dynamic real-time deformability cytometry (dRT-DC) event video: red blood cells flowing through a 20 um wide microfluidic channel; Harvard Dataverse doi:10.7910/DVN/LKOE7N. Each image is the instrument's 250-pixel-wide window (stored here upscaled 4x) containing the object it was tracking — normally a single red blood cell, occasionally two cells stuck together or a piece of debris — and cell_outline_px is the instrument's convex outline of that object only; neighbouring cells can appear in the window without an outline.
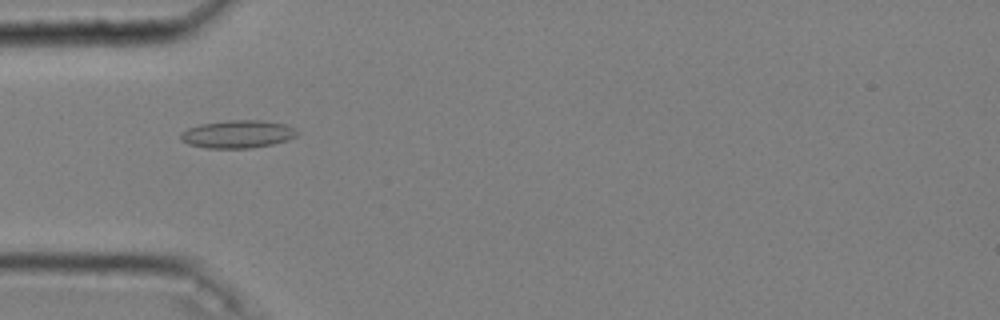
{"species": "common noctule bat (a hibernating species)", "species_latin": "Nyctalus noctula", "temperature_condition": "cold", "stored_images_in_passage": 48, "camera_frame_rate_fps": 3000, "um_per_image_px": 0.085, "animal": {"sex": "male", "body_mass_g": 20.4}, "frame": {"image": 1, "passage_image": 16, "time_ms": 5.0, "image_size_px": [1000, 320], "cell_outline_px": [[300, 132], [296, 136], [288, 140], [272, 144], [252, 148], [208, 148], [188, 144], [180, 140], [180, 132], [188, 128], [200, 124], [228, 120], [260, 120], [288, 124]], "centroid_in_image_um": [20.22, 11.4], "position_along_channel_um": 64.8, "area_um2": 19.07}}
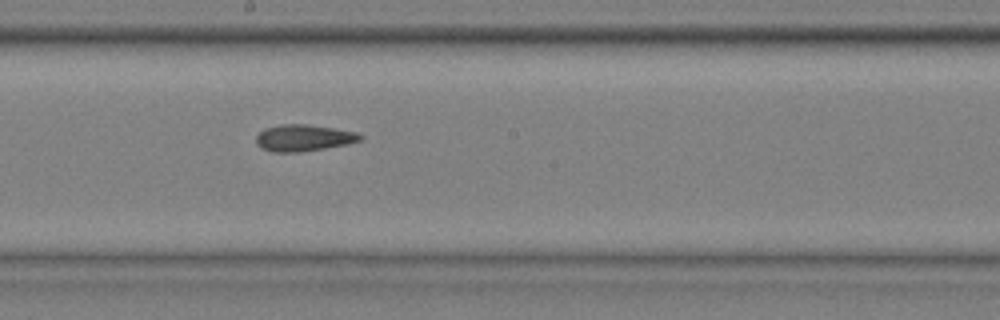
{"frame": {"image": 2, "passage_image": 29, "time_ms": 9.333, "image_size_px": [1000, 320], "cell_outline_px": [[364, 136], [360, 140], [348, 144], [300, 152], [272, 152], [260, 148], [256, 144], [256, 136], [264, 128], [280, 124], [308, 124], [356, 132]], "centroid_in_image_um": [25.77, 11.72], "position_along_channel_um": 222.4, "area_um2": 16.18}}
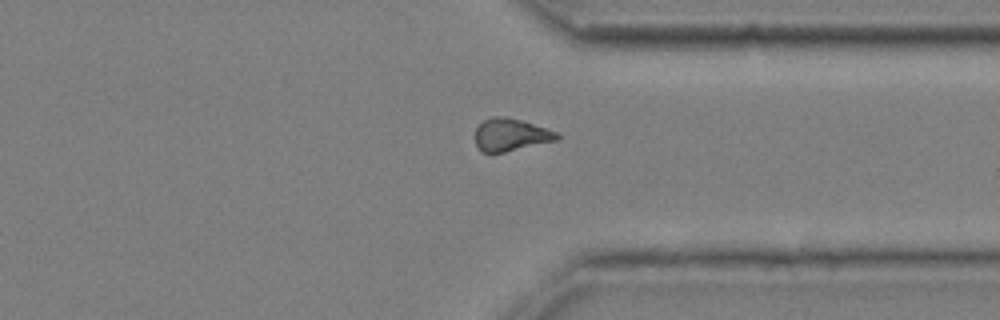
{"frame": {"image": 3, "passage_image": 41, "time_ms": 13.333, "image_size_px": [1000, 320], "cell_outline_px": [[560, 140], [504, 152], [480, 152], [476, 144], [476, 128], [484, 120], [492, 116], [508, 116], [556, 132], [560, 136]], "centroid_in_image_um": [43.41, 11.46], "position_along_channel_um": 368.0, "area_um2": 15.43}, "authors_computed_cell_mechanics": {"area_um2": 16.6175, "velocity_mm_per_s": 3.6513, "shape_relaxation_time_tau1_ms": 5.561, "shape_relaxation_time_tau2_ms": 4.3733, "deformation_change_tau1": 0.0931, "deformation_change_tau2": 0.0999}}